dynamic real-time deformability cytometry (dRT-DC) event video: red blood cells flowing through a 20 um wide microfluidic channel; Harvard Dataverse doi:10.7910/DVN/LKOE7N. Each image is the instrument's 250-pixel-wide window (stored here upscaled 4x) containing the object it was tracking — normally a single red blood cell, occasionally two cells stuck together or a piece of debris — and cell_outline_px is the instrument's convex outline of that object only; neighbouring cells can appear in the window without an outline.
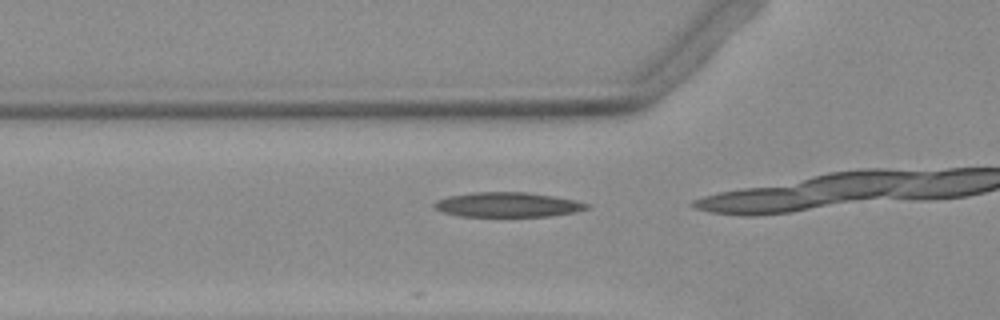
{"species": "Egyptian fruit bat (a non-hibernating species)", "species_latin": "Rousettus aegyptiacus", "temperature_condition": "warm", "stored_images_in_passage": 12, "camera_frame_rate_fps": 3000, "um_per_image_px": 0.085, "animal": {"sex": "female"}, "frame": {"image": 1, "passage_image": 9, "time_ms": 2.667, "image_size_px": [1000, 320], "cell_outline_px": [[592, 208], [576, 212], [552, 216], [460, 216], [444, 212], [432, 208], [432, 204], [436, 200], [448, 196], [472, 192], [524, 192], [552, 196], [576, 200], [592, 204]], "centroid_in_image_um": [43.18, 17.4], "position_along_channel_um": 82.6, "area_um2": 22.2}}